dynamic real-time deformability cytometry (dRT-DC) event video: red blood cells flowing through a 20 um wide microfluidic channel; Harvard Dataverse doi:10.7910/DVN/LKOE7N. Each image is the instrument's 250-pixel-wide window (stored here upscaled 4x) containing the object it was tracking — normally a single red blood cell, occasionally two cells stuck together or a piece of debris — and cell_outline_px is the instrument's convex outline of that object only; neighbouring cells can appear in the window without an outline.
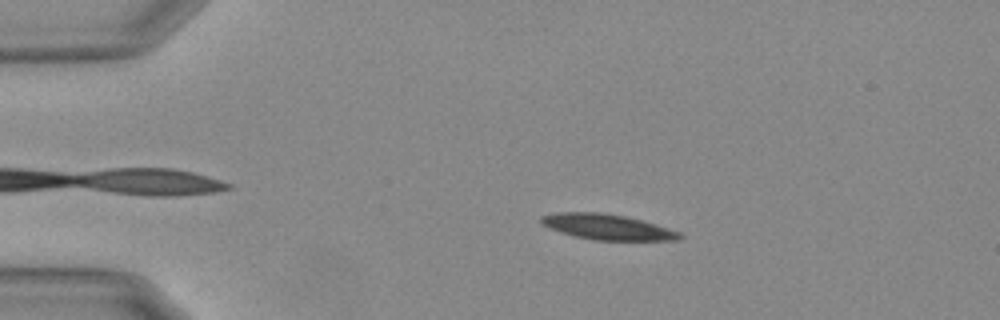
{"species": "Egyptian fruit bat (a non-hibernating species)", "species_latin": "Rousettus aegyptiacus", "temperature_condition": "warm", "stored_images_in_passage": 47, "camera_frame_rate_fps": 3000, "um_per_image_px": 0.085, "animal": {"sex": "female"}, "frame": {"image": 1, "passage_image": 10, "time_ms": 3.0, "image_size_px": [1000, 320], "cell_outline_px": [[684, 236], [680, 240], [596, 240], [576, 236], [552, 228], [544, 224], [540, 220], [540, 216], [556, 212], [600, 212], [624, 216], [656, 224], [680, 232]], "centroid_in_image_um": [51.67, 19.28], "position_along_channel_um": 33.3, "area_um2": 20.23}}
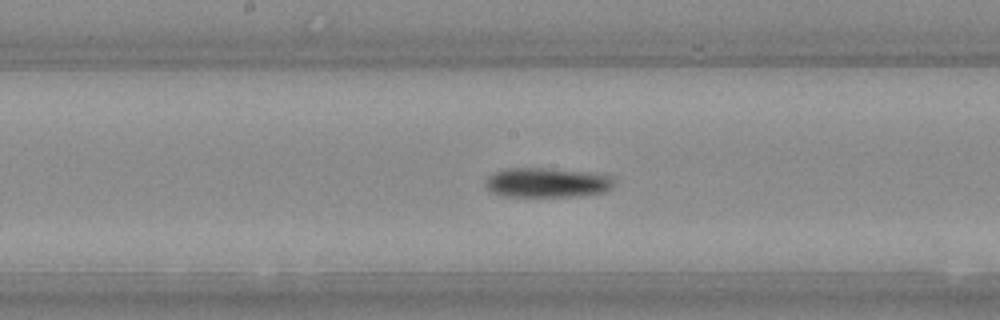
{"frame": {"image": 2, "passage_image": 28, "time_ms": 9.0, "image_size_px": [1000, 320], "cell_outline_px": [[612, 184], [604, 192], [572, 196], [500, 196], [488, 192], [484, 184], [484, 180], [488, 176], [496, 172], [508, 168], [548, 168], [592, 172], [612, 176]], "centroid_in_image_um": [46.41, 15.51], "position_along_channel_um": 201.8, "area_um2": 22.25}}
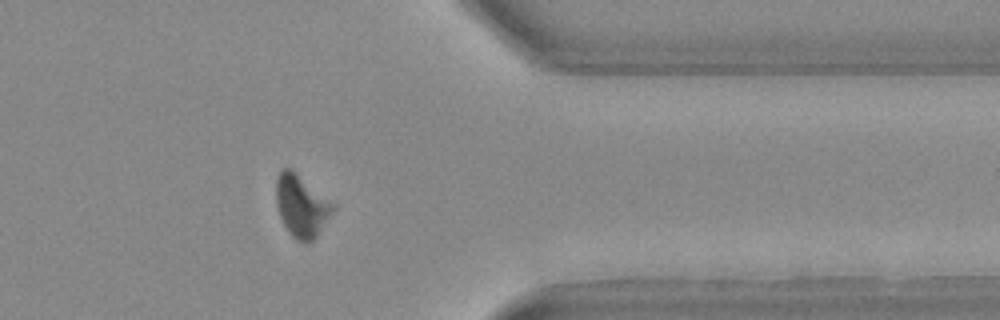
{"frame": {"image": 3, "passage_image": 44, "time_ms": 14.333, "image_size_px": [1000, 320], "cell_outline_px": [[332, 212], [316, 236], [308, 244], [304, 244], [296, 240], [292, 236], [284, 224], [280, 216], [276, 204], [276, 176], [280, 168], [292, 168], [332, 204]], "centroid_in_image_um": [25.55, 17.49], "position_along_channel_um": 385.8, "area_um2": 20.11}, "authors_computed_cell_mechanics": {"area_um2": 21.3282, "velocity_mm_per_s": 3.6871, "shape_relaxation_time_tau1_ms": 5.5882, "shape_relaxation_time_tau2_ms": null, "deformation_change_tau1": 0.1771, "deformation_change_tau2": null}}